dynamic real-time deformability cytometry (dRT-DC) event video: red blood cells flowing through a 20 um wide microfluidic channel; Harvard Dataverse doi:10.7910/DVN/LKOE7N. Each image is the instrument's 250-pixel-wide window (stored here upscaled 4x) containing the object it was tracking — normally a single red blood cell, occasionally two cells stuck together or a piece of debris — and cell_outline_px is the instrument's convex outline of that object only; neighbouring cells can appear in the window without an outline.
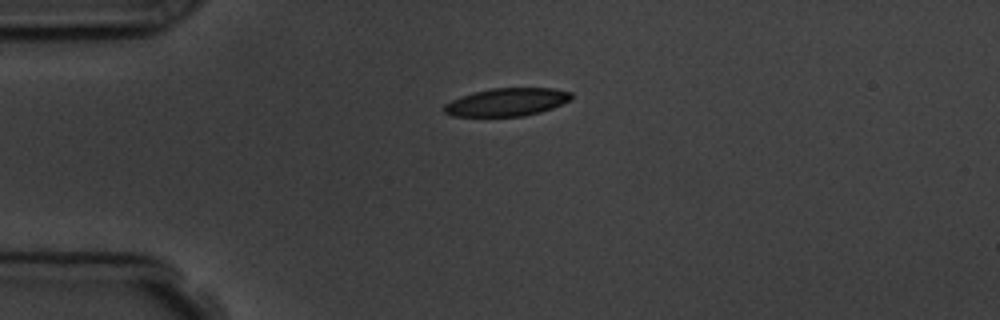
{"species": "common noctule bat (a hibernating species)", "species_latin": "Nyctalus noctula", "temperature_condition": "room temperature", "stored_images_in_passage": 4, "camera_frame_rate_fps": 3000, "um_per_image_px": 0.085, "animal": {"sex": "male", "body_mass_g": 19.5, "forearm_length_mm": 54.6}, "frame": {"image": 1, "passage_image": 1, "time_ms": 0.0, "image_size_px": [1000, 320], "cell_outline_px": [[572, 100], [552, 108], [540, 112], [524, 116], [452, 116], [444, 112], [440, 108], [444, 104], [460, 96], [492, 88], [552, 88], [572, 92]], "centroid_in_image_um": [43.08, 8.68], "position_along_channel_um": 41.9, "area_um2": 20.81}}